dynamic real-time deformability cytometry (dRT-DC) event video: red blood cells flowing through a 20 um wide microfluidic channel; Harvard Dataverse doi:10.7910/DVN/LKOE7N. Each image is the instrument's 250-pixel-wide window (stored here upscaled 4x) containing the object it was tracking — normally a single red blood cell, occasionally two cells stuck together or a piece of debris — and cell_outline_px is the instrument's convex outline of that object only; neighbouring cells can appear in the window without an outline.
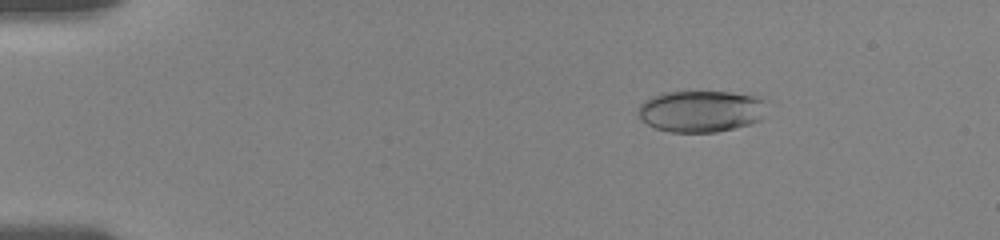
{"species": "human", "species_latin": "Homo sapiens", "temperature_condition": "room temperature", "stored_images_in_passage": 37, "camera_frame_rate_fps": 3000, "um_per_image_px": 0.085, "donor": {"sex": "female"}, "frame": {"image": 1, "passage_image": 4, "time_ms": 2.0, "image_size_px": [1000, 240], "cell_outline_px": [[764, 100], [760, 120], [752, 124], [716, 132], [672, 132], [656, 128], [640, 120], [636, 116], [636, 108], [644, 100], [652, 96], [664, 92], [732, 92], [760, 96]], "centroid_in_image_um": [59.52, 9.45], "position_along_channel_um": 25.5, "area_um2": 31.39}}
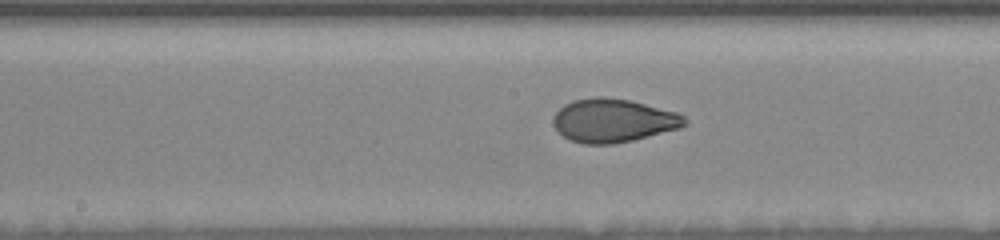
{"frame": {"image": 2, "passage_image": 19, "time_ms": 9.0, "image_size_px": [1000, 240], "cell_outline_px": [[688, 124], [680, 128], [632, 140], [612, 144], [584, 144], [568, 140], [552, 124], [552, 120], [556, 112], [564, 104], [572, 100], [596, 96], [600, 96], [628, 100], [676, 112], [684, 116], [688, 120]], "centroid_in_image_um": [52.1, 10.24], "position_along_channel_um": 196.1, "area_um2": 33.23}}
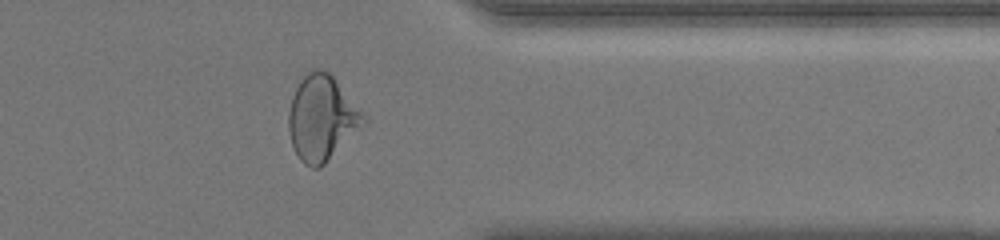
{"frame": {"image": 3, "passage_image": 30, "time_ms": 14.333, "image_size_px": [1000, 240], "cell_outline_px": [[364, 116], [324, 164], [320, 168], [312, 168], [304, 164], [300, 160], [292, 144], [288, 132], [288, 112], [292, 96], [304, 72], [312, 68], [316, 68], [328, 72], [332, 76]], "centroid_in_image_um": [27.2, 9.98], "position_along_channel_um": 384.2, "area_um2": 35.32}, "authors_computed_cell_mechanics": {"area_um2": 33.235, "velocity_mm_per_s": 3.6406, "shape_relaxation_time_tau1_ms": 5.7549, "shape_relaxation_time_tau2_ms": 0.9087, "deformation_change_tau1": 0.1902, "deformation_change_tau2": 0.0539}}